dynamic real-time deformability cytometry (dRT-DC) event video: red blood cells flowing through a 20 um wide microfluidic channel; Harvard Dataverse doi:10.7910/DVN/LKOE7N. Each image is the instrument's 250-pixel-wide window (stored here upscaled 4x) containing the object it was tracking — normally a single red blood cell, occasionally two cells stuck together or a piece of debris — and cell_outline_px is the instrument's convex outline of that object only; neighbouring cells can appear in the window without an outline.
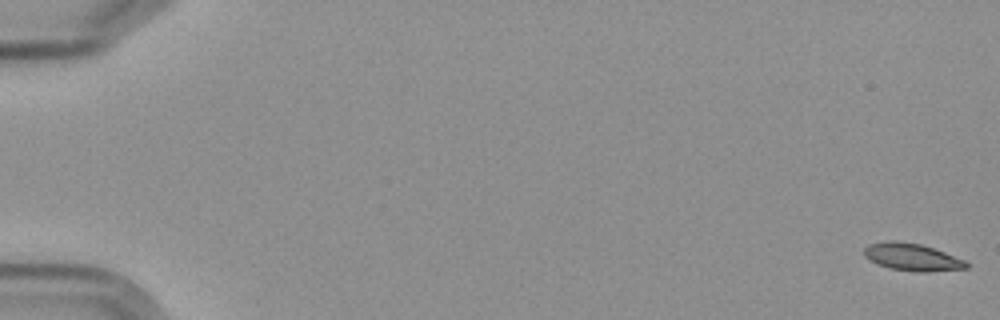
{"species": "Egyptian fruit bat (a non-hibernating species)", "species_latin": "Rousettus aegyptiacus", "temperature_condition": "cold", "stored_images_in_passage": 6, "camera_frame_rate_fps": 3000, "um_per_image_px": 0.085, "frame": {"image": 1, "passage_image": 1, "time_ms": 0.0, "image_size_px": [1000, 320], "cell_outline_px": [[968, 268], [924, 272], [916, 272], [888, 268], [864, 256], [864, 248], [868, 244], [896, 240], [920, 244], [944, 252], [964, 260], [968, 264]], "centroid_in_image_um": [77.52, 21.85], "position_along_channel_um": 7.5, "area_um2": 16.01}}
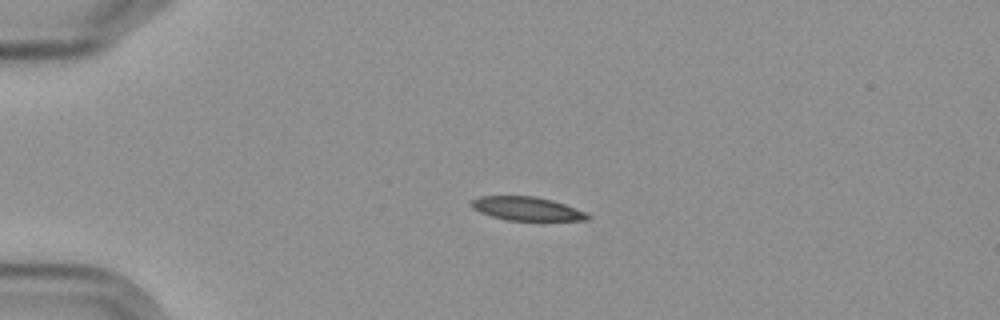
{"frame": {"image": 2, "passage_image": 5, "time_ms": 4.667, "image_size_px": [1000, 320], "cell_outline_px": [[592, 216], [588, 220], [508, 220], [492, 216], [480, 212], [472, 208], [468, 204], [472, 200], [480, 196], [536, 196], [552, 200], [588, 212]], "centroid_in_image_um": [44.79, 17.73], "position_along_channel_um": 40.2, "area_um2": 16.07}}